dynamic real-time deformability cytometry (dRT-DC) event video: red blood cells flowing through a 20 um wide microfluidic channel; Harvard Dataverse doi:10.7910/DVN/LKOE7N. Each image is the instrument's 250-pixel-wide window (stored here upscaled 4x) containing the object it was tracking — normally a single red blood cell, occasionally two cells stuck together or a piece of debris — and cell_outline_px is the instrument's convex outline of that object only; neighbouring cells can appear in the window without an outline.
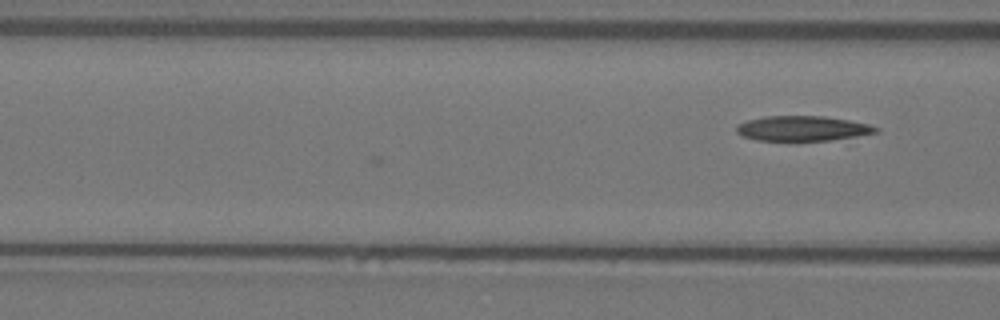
{"species": "Egyptian fruit bat (a non-hibernating species)", "species_latin": "Rousettus aegyptiacus", "temperature_condition": "warm", "stored_images_in_passage": 5, "camera_frame_rate_fps": 3000, "um_per_image_px": 0.085, "animal": {"sex": "female"}, "frame": {"image": 1, "passage_image": 5, "time_ms": 1.333, "image_size_px": [1000, 320], "cell_outline_px": [[880, 128], [876, 132], [856, 136], [828, 140], [756, 140], [744, 136], [736, 132], [736, 124], [748, 120], [764, 116], [824, 116], [848, 120], [868, 124]], "centroid_in_image_um": [68.18, 10.9], "position_along_channel_um": 98.4, "area_um2": 20.06}}